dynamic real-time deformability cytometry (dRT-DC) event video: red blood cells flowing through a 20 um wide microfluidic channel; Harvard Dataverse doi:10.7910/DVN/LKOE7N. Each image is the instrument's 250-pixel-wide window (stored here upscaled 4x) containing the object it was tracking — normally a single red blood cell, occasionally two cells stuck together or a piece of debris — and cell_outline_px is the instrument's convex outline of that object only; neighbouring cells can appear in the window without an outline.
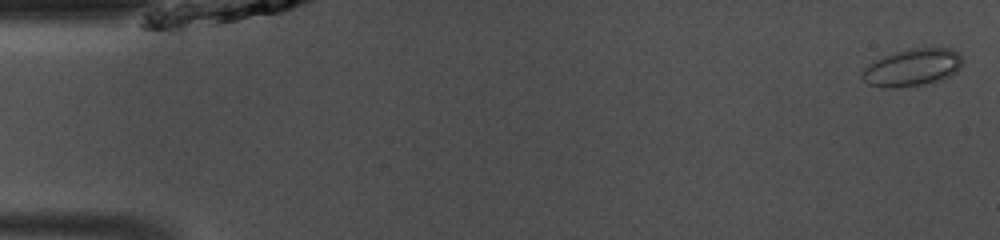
{"species": "common noctule bat (a hibernating species)", "species_latin": "Nyctalus noctula", "temperature_condition": "room temperature", "stored_images_in_passage": 48, "camera_frame_rate_fps": 3000, "um_per_image_px": 0.085, "animal": {"sex": "male", "body_mass_g": 13.0, "forearm_length_mm": 53.1}, "frame": {"image": 1, "passage_image": 1, "time_ms": 0.0, "image_size_px": [1000, 240], "cell_outline_px": [[960, 68], [956, 72], [932, 84], [892, 88], [880, 88], [868, 84], [860, 80], [860, 76], [864, 68], [876, 60], [884, 56], [896, 52], [912, 48], [952, 48], [960, 56]], "centroid_in_image_um": [77.5, 5.77], "position_along_channel_um": 7.5, "area_um2": 21.91}}
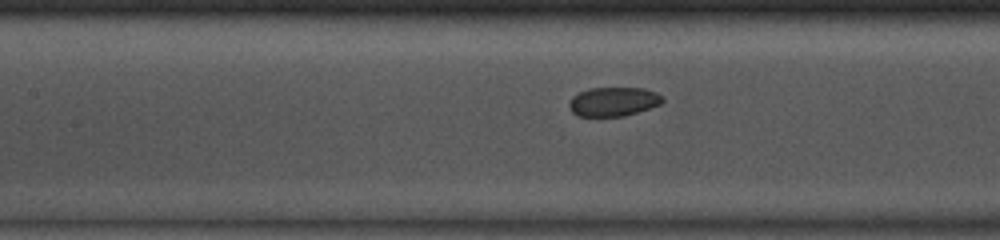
{"frame": {"image": 2, "passage_image": 21, "time_ms": 6.667, "image_size_px": [1000, 240], "cell_outline_px": [[664, 100], [660, 104], [624, 116], [576, 116], [572, 112], [568, 104], [572, 96], [580, 92], [592, 88], [644, 88], [656, 92], [664, 96]], "centroid_in_image_um": [52.14, 8.63], "position_along_channel_um": 155.3, "area_um2": 15.78}}
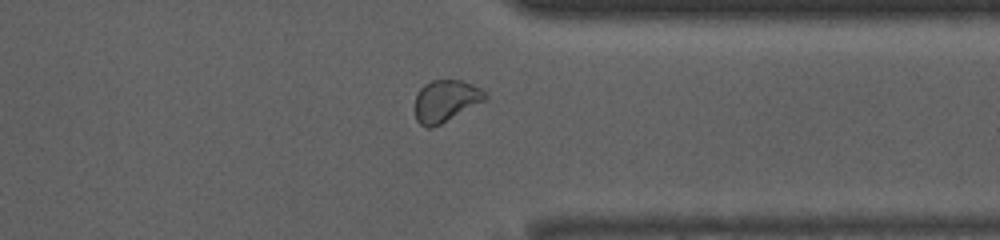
{"frame": {"image": 3, "passage_image": 37, "time_ms": 12.0, "image_size_px": [1000, 240], "cell_outline_px": [[488, 100], [432, 128], [428, 128], [420, 124], [416, 120], [416, 92], [424, 84], [432, 80], [460, 80], [472, 84], [480, 88], [488, 96]], "centroid_in_image_um": [37.9, 8.57], "position_along_channel_um": 373.5, "area_um2": 17.22}, "authors_computed_cell_mechanics": {"area_um2": 17.2822, "velocity_mm_per_s": 4.1382, "shape_relaxation_time_tau1_ms": 8.4696, "shape_relaxation_time_tau2_ms": 2.5264, "deformation_change_tau1": 0.0918, "deformation_change_tau2": 0.0499}}